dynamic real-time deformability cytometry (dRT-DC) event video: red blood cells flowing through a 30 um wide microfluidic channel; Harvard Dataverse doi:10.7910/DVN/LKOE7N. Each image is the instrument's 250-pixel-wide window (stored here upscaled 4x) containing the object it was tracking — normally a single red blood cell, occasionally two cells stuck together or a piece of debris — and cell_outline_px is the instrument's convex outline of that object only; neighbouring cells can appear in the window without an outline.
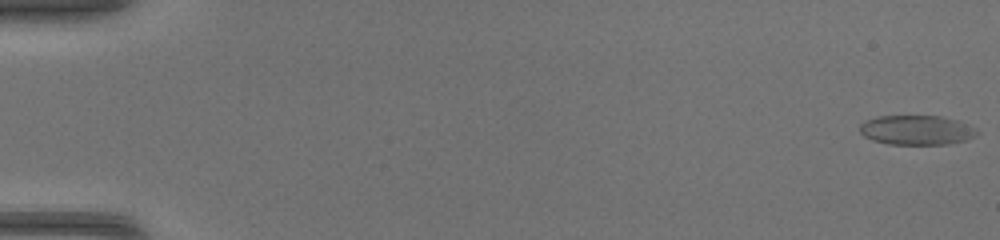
{"species": "common noctule bat (a hibernating species)", "species_latin": "Nyctalus noctula", "temperature_condition": "warm", "stored_images_in_passage": 47, "camera_frame_rate_fps": 3000, "um_per_image_px": 0.085, "animal": {"sex": "female", "body_mass_g": 17.0, "forearm_length_mm": 48.0}, "frame": {"image": 1, "passage_image": 1, "time_ms": 0.0, "image_size_px": [1000, 240], "cell_outline_px": [[980, 132], [976, 136], [968, 140], [948, 144], [888, 144], [872, 140], [864, 136], [860, 132], [860, 124], [876, 116], [940, 116], [956, 120], [976, 128]], "centroid_in_image_um": [77.94, 11.06], "position_along_channel_um": 7.1, "area_um2": 20.23}}
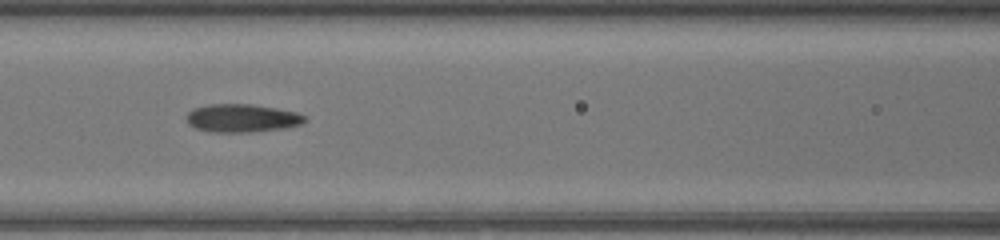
{"frame": {"image": 2, "passage_image": 22, "time_ms": 7.0, "image_size_px": [1000, 240], "cell_outline_px": [[308, 120], [300, 124], [284, 128], [248, 132], [212, 132], [196, 128], [188, 124], [188, 112], [192, 108], [208, 104], [252, 104], [276, 108], [296, 112], [308, 116]], "centroid_in_image_um": [20.59, 10.03], "position_along_channel_um": 146.0, "area_um2": 19.42}}
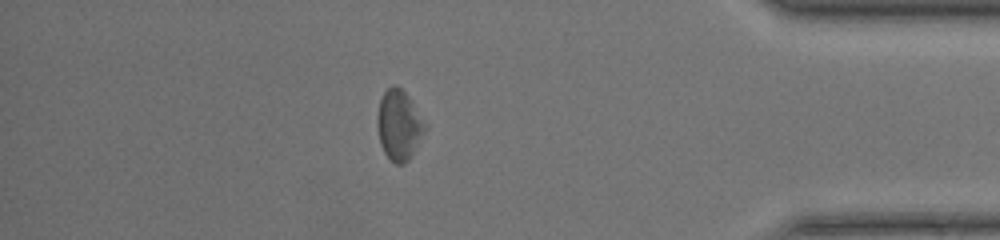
{"frame": {"image": 3, "passage_image": 41, "time_ms": 13.333, "image_size_px": [1000, 240], "cell_outline_px": [[428, 128], [412, 156], [404, 164], [396, 164], [388, 160], [380, 144], [376, 124], [376, 116], [380, 100], [384, 92], [392, 84], [396, 84], [408, 96], [428, 124]], "centroid_in_image_um": [33.93, 10.66], "position_along_channel_um": 401.3, "area_um2": 20.06}}